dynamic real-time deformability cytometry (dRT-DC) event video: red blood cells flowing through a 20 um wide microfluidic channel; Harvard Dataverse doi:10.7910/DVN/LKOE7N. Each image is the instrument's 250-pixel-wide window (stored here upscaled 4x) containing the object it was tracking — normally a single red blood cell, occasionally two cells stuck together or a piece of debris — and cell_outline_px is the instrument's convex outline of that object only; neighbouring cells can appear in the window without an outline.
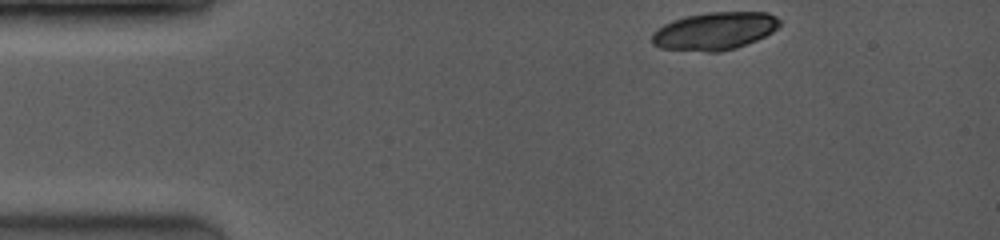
{"species": "common noctule bat (a hibernating species)", "species_latin": "Nyctalus noctula", "temperature_condition": "room temperature", "stored_images_in_passage": 3, "camera_frame_rate_fps": 3500, "um_per_image_px": 0.085, "animal": {"sex": "female", "body_mass_g": 19.0, "forearm_length_mm": 53.3}, "frame": {"image": 1, "passage_image": 1, "time_ms": 0.0, "image_size_px": [1000, 240], "cell_outline_px": [[780, 24], [772, 32], [756, 40], [736, 48], [720, 52], [708, 52], [660, 48], [652, 44], [652, 32], [664, 24], [672, 20], [688, 16], [708, 12], [768, 12], [776, 16], [780, 20]], "centroid_in_image_um": [60.73, 2.64], "position_along_channel_um": 24.3, "area_um2": 28.09}}